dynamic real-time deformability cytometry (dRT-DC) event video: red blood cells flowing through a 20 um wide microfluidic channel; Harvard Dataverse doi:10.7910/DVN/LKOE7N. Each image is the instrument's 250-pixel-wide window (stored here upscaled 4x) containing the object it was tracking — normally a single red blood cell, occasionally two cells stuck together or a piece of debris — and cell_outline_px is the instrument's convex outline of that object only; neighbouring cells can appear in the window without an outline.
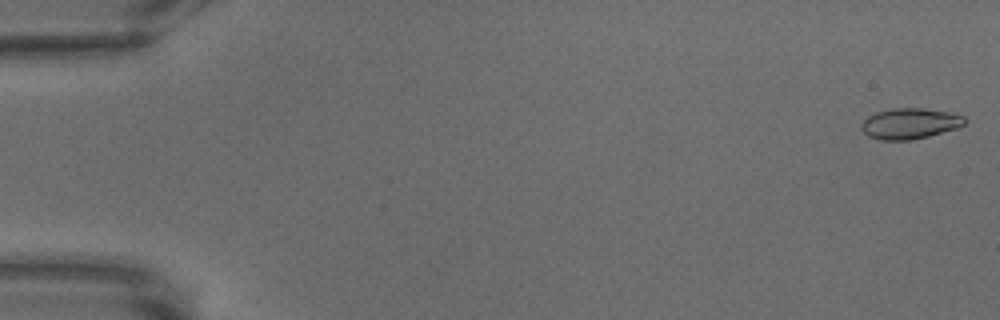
{"species": "common noctule bat (a hibernating species)", "species_latin": "Nyctalus noctula", "temperature_condition": "warm", "stored_images_in_passage": 5, "camera_frame_rate_fps": 3000, "um_per_image_px": 0.085, "animal": {"sex": "male", "body_mass_g": 18.8}, "frame": {"image": 1, "passage_image": 2, "time_ms": 0.333, "image_size_px": [1000, 320], "cell_outline_px": [[968, 120], [964, 124], [956, 128], [928, 136], [908, 140], [880, 140], [868, 136], [860, 128], [860, 124], [868, 116], [876, 112], [892, 108], [924, 108], [948, 112], [964, 116]], "centroid_in_image_um": [77.32, 10.49], "position_along_channel_um": 7.7, "area_um2": 18.5}}